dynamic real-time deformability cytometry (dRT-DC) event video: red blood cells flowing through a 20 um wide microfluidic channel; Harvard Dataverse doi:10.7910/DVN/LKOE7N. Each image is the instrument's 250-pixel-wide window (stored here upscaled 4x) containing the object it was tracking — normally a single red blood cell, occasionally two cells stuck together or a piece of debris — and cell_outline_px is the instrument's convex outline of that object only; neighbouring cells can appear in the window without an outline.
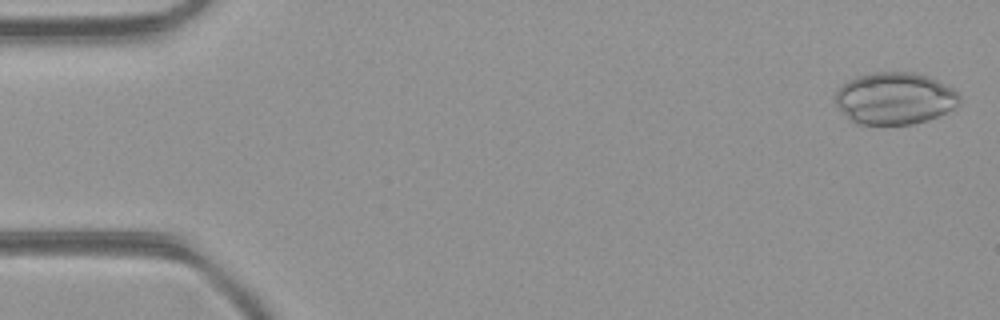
{"species": "common noctule bat (a hibernating species)", "species_latin": "Nyctalus noctula", "temperature_condition": "room temperature", "stored_images_in_passage": 46, "camera_frame_rate_fps": 3000, "um_per_image_px": 0.085, "animal": {"sex": "female", "body_mass_g": 21.9}, "frame": {"image": 1, "passage_image": 1, "time_ms": 0.0, "image_size_px": [1000, 320], "cell_outline_px": [[960, 104], [928, 120], [912, 124], [856, 124], [836, 104], [836, 92], [848, 80], [856, 76], [876, 72], [916, 72], [928, 76], [952, 88], [960, 96]], "centroid_in_image_um": [76.06, 8.35], "position_along_channel_um": 8.9, "area_um2": 37.22}}
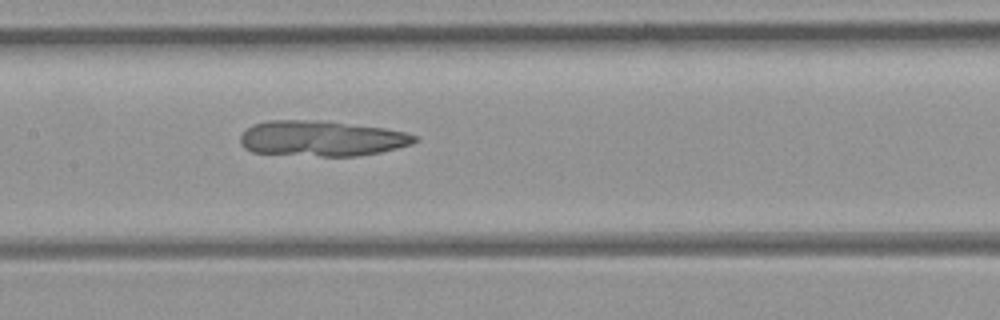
{"frame": {"image": 2, "passage_image": 22, "time_ms": 7.0, "image_size_px": [1000, 320], "cell_outline_px": [[420, 140], [412, 144], [380, 152], [356, 156], [320, 156], [252, 152], [244, 148], [240, 144], [240, 136], [252, 124], [268, 120], [316, 120], [384, 128], [408, 132], [420, 136]], "centroid_in_image_um": [27.36, 11.77], "position_along_channel_um": 180.0, "area_um2": 36.18}}
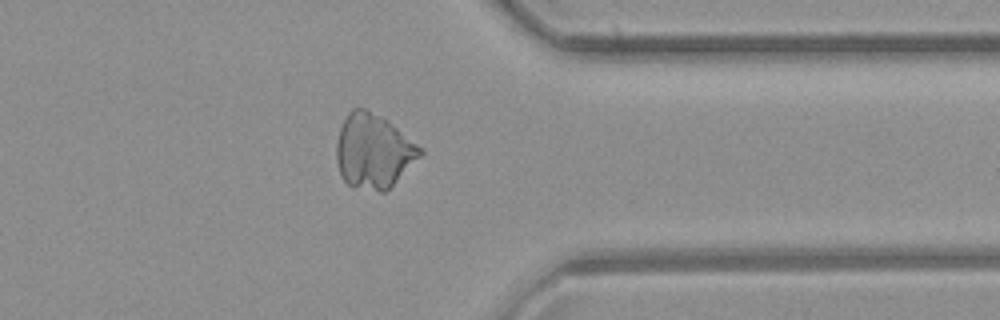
{"frame": {"image": 3, "passage_image": 36, "time_ms": 11.667, "image_size_px": [1000, 320], "cell_outline_px": [[424, 152], [384, 192], [380, 192], [352, 188], [344, 180], [340, 172], [336, 160], [336, 144], [340, 128], [348, 112], [352, 108], [364, 108], [388, 120], [416, 144]], "centroid_in_image_um": [31.69, 12.85], "position_along_channel_um": 379.7, "area_um2": 35.78}}